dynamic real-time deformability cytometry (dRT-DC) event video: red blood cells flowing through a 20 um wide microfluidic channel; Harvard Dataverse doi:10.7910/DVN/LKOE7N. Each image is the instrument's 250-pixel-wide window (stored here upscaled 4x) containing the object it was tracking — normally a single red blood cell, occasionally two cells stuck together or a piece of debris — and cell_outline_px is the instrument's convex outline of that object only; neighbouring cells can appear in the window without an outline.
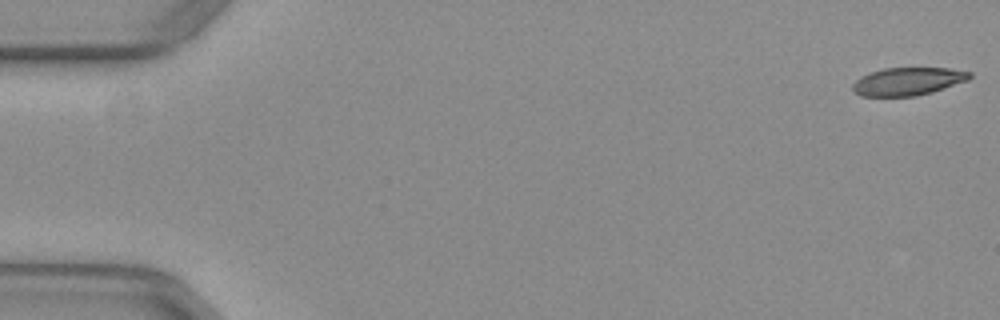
{"species": "common noctule bat (a hibernating species)", "species_latin": "Nyctalus noctula", "temperature_condition": "warm", "stored_images_in_passage": 26, "camera_frame_rate_fps": 3000, "um_per_image_px": 0.085, "animal": {"sex": "female", "body_mass_g": 29.2, "forearm_length_mm": 56.3}, "frame": {"image": 1, "passage_image": 1, "time_ms": 0.0, "image_size_px": [1000, 320], "cell_outline_px": [[972, 76], [968, 80], [932, 92], [916, 96], [860, 96], [852, 92], [852, 84], [860, 76], [884, 68], [948, 68], [972, 72]], "centroid_in_image_um": [77.15, 6.92], "position_along_channel_um": 7.9, "area_um2": 19.07}}
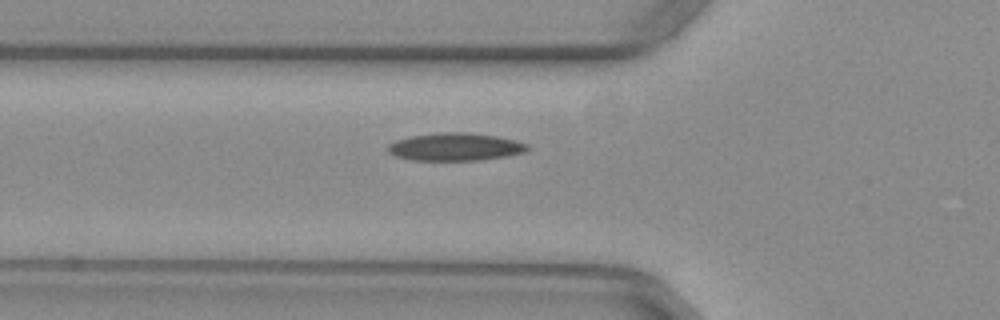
{"frame": {"image": 2, "passage_image": 19, "time_ms": 6.0, "image_size_px": [1000, 320], "cell_outline_px": [[532, 148], [528, 152], [508, 156], [480, 160], [412, 160], [396, 156], [388, 152], [388, 144], [396, 140], [412, 136], [440, 132], [468, 132], [496, 136], [516, 140], [528, 144]], "centroid_in_image_um": [38.77, 12.48], "position_along_channel_um": 87.0, "area_um2": 22.77}}
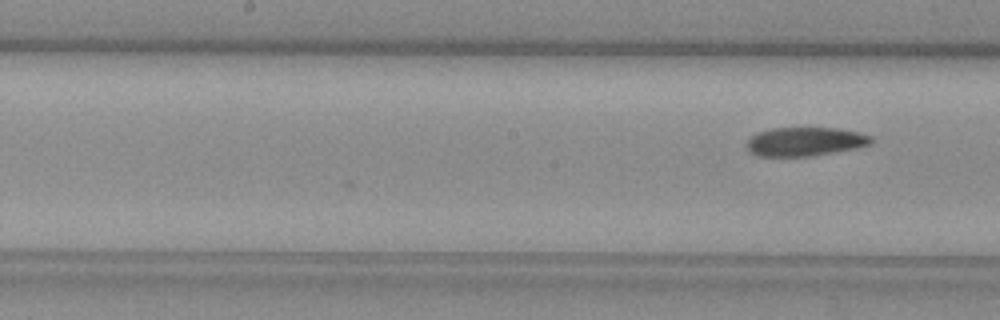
{"frame": {"image": 3, "passage_image": 26, "time_ms": 8.333, "image_size_px": [1000, 320], "cell_outline_px": [[872, 144], [860, 148], [808, 156], [760, 156], [752, 152], [744, 144], [756, 132], [772, 128], [840, 128], [860, 132], [872, 136]], "centroid_in_image_um": [68.48, 12.02], "position_along_channel_um": 179.7, "area_um2": 21.04}}